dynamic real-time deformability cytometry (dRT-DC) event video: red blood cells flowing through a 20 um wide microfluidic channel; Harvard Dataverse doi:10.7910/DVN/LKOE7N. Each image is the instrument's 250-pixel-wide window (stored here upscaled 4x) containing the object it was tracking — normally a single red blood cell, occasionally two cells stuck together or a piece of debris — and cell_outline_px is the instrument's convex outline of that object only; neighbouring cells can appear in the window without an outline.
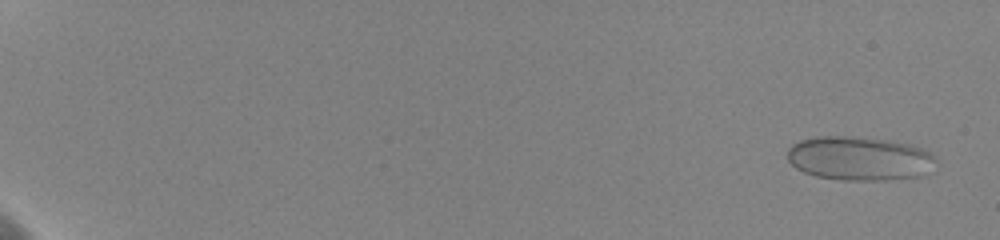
{"species": "human", "species_latin": "Homo sapiens", "temperature_condition": "cold", "stored_images_in_passage": 48, "camera_frame_rate_fps": 3000, "um_per_image_px": 0.085, "donor": {"sex": "female"}, "frame": {"image": 1, "passage_image": 5, "time_ms": 0.667, "image_size_px": [1000, 240], "cell_outline_px": [[936, 160], [920, 176], [884, 180], [848, 180], [816, 176], [804, 172], [796, 168], [788, 160], [788, 148], [792, 144], [800, 140], [816, 136], [844, 136], [892, 140], [912, 144], [924, 148], [936, 156]], "centroid_in_image_um": [73.03, 13.45], "position_along_channel_um": 12.0, "area_um2": 37.97}}
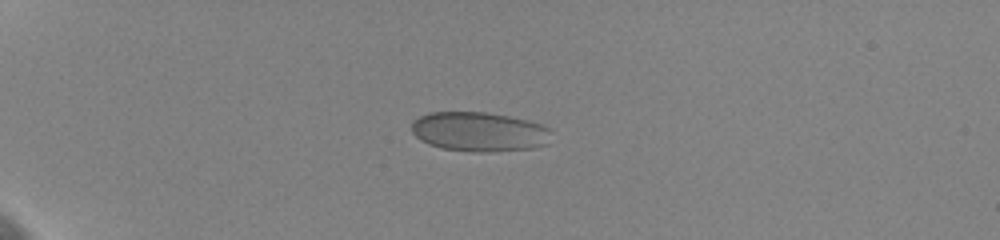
{"frame": {"image": 2, "passage_image": 20, "time_ms": 5.667, "image_size_px": [1000, 240], "cell_outline_px": [[552, 132], [548, 144], [532, 148], [484, 152], [476, 152], [444, 148], [428, 144], [420, 140], [412, 132], [412, 120], [428, 112], [488, 112], [528, 120], [540, 124], [548, 128]], "centroid_in_image_um": [40.73, 11.19], "position_along_channel_um": 44.3, "area_um2": 32.19}}